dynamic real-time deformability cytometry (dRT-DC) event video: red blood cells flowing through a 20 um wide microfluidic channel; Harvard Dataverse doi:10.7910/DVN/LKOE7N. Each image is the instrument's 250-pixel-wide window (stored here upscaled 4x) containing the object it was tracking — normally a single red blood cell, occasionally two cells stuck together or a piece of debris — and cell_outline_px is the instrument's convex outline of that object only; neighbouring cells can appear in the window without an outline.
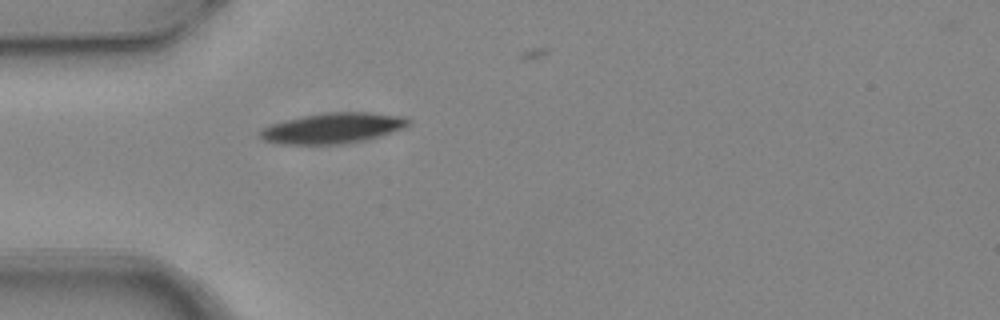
{"species": "common noctule bat (a hibernating species)", "species_latin": "Nyctalus noctula", "temperature_condition": "warm", "stored_images_in_passage": 1, "camera_frame_rate_fps": 3000, "um_per_image_px": 0.085, "animal": {"sex": "female", "body_mass_g": 24.6, "forearm_length_mm": 56.2}, "frame": {"image": 1, "passage_image": 1, "time_ms": 0.0, "image_size_px": [1000, 320], "cell_outline_px": [[412, 124], [404, 128], [392, 132], [364, 140], [340, 144], [276, 144], [264, 140], [256, 136], [268, 124], [284, 120], [304, 116], [328, 112], [368, 112], [404, 116], [412, 120]], "centroid_in_image_um": [28.29, 10.89], "position_along_channel_um": 56.7, "area_um2": 26.53}}